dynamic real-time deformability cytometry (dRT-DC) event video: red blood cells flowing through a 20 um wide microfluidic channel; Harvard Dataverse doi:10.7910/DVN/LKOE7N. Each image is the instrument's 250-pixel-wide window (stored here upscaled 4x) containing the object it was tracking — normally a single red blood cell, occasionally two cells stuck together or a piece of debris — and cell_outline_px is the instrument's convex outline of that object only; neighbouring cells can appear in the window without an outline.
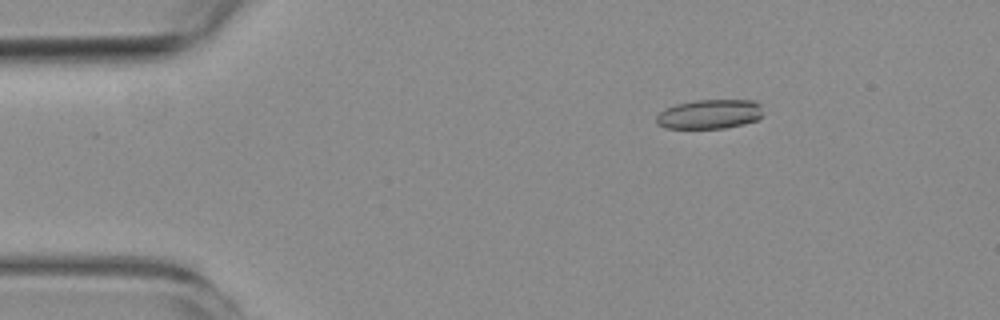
{"species": "common noctule bat (a hibernating species)", "species_latin": "Nyctalus noctula", "temperature_condition": "room temperature", "stored_images_in_passage": 5, "camera_frame_rate_fps": 3000, "um_per_image_px": 0.085, "animal": {"sex": "female", "body_mass_g": 19.3, "forearm_length_mm": 54.1}, "frame": {"image": 1, "passage_image": 3, "time_ms": 2.333, "image_size_px": [1000, 320], "cell_outline_px": [[764, 116], [756, 120], [744, 124], [724, 128], [664, 128], [656, 124], [656, 116], [664, 108], [676, 104], [696, 100], [756, 100], [760, 104]], "centroid_in_image_um": [60.32, 9.7], "position_along_channel_um": 24.7, "area_um2": 18.5}}